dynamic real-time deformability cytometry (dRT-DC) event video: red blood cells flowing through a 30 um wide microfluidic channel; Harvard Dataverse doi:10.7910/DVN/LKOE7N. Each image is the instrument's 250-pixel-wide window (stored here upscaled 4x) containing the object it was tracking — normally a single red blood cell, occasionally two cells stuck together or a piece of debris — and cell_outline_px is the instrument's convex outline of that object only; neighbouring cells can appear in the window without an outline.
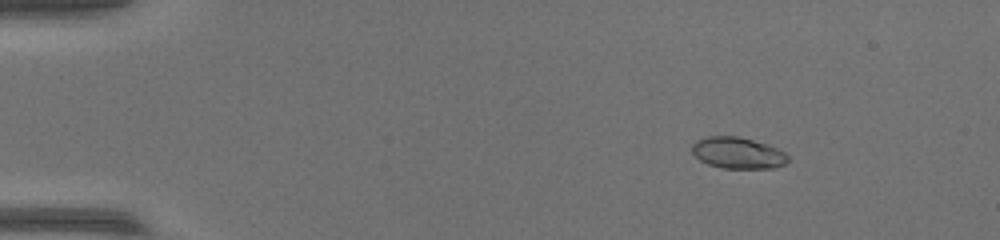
{"species": "common noctule bat (a hibernating species)", "species_latin": "Nyctalus noctula", "temperature_condition": "warm", "stored_images_in_passage": 53, "camera_frame_rate_fps": 3000, "um_per_image_px": 0.085, "animal": {"sex": "female", "body_mass_g": 17.0, "forearm_length_mm": 48.0}, "frame": {"image": 1, "passage_image": 8, "time_ms": 2.333, "image_size_px": [1000, 240], "cell_outline_px": [[788, 160], [784, 164], [776, 168], [724, 168], [708, 164], [700, 160], [692, 152], [692, 144], [696, 140], [708, 136], [736, 136], [752, 140], [776, 148], [784, 152], [788, 156]], "centroid_in_image_um": [62.69, 13.0], "position_along_channel_um": 22.3, "area_um2": 17.34}}
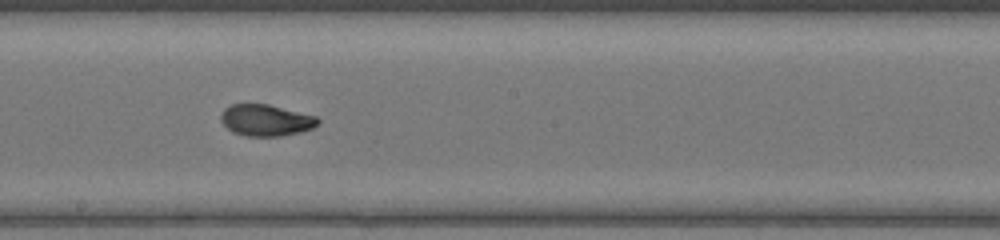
{"frame": {"image": 2, "passage_image": 31, "time_ms": 10.0, "image_size_px": [1000, 240], "cell_outline_px": [[320, 120], [312, 128], [300, 132], [280, 136], [248, 136], [232, 132], [220, 120], [220, 116], [224, 108], [232, 104], [268, 104], [316, 116]], "centroid_in_image_um": [22.58, 10.21], "position_along_channel_um": 225.6, "area_um2": 17.69}}
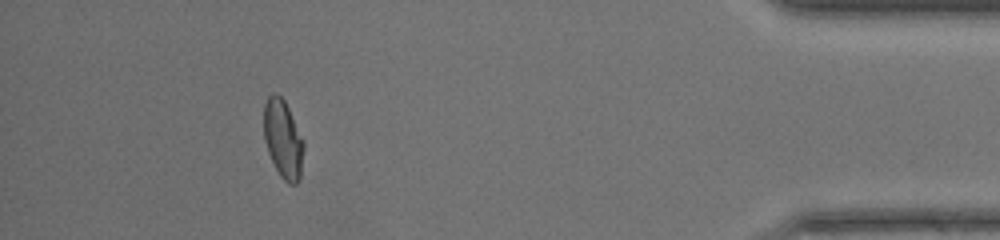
{"frame": {"image": 3, "passage_image": 49, "time_ms": 16.0, "image_size_px": [1000, 240], "cell_outline_px": [[304, 148], [300, 180], [296, 184], [288, 184], [280, 176], [268, 152], [264, 140], [264, 104], [268, 96], [272, 92], [276, 92], [284, 100], [304, 140]], "centroid_in_image_um": [24.06, 11.82], "position_along_channel_um": 411.1, "area_um2": 18.32}}